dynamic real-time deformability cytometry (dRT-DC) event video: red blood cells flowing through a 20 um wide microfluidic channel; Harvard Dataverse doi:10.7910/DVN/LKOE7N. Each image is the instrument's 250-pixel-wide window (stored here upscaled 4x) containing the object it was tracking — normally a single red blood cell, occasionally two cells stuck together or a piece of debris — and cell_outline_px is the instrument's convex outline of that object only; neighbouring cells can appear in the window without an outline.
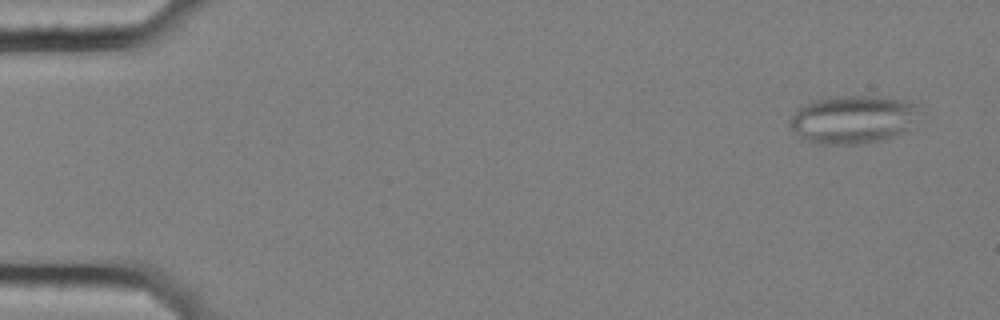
{"species": "common noctule bat (a hibernating species)", "species_latin": "Nyctalus noctula", "temperature_condition": "cold", "stored_images_in_passage": 6, "camera_frame_rate_fps": 3000, "um_per_image_px": 0.085, "animal": {"sex": "female", "body_mass_g": 25.1}, "frame": {"image": 1, "passage_image": 2, "time_ms": 0.333, "image_size_px": [1000, 320], "cell_outline_px": [[916, 104], [904, 128], [892, 136], [880, 140], [860, 144], [816, 144], [804, 140], [792, 128], [788, 120], [796, 108], [804, 104], [820, 100], [844, 96], [876, 96], [900, 100]], "centroid_in_image_um": [72.3, 10.16], "position_along_channel_um": 12.7, "area_um2": 34.8}}